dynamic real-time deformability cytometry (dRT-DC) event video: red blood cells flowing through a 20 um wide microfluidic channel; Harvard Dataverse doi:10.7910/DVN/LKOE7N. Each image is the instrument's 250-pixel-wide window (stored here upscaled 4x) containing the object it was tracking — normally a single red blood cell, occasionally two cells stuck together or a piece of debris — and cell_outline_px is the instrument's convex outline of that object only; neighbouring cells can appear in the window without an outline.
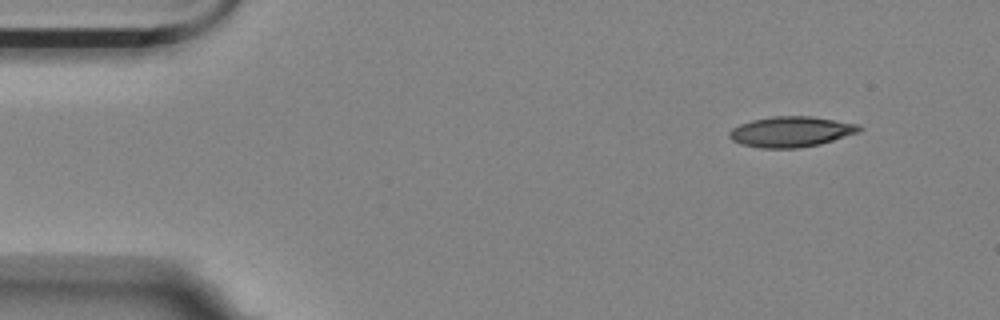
{"species": "Egyptian fruit bat (a non-hibernating species)", "species_latin": "Rousettus aegyptiacus", "temperature_condition": "room temperature", "stored_images_in_passage": 4, "camera_frame_rate_fps": 3000, "um_per_image_px": 0.085, "animal": {"sex": "female"}, "frame": {"image": 1, "passage_image": 1, "time_ms": 0.0, "image_size_px": [1000, 320], "cell_outline_px": [[864, 128], [860, 132], [820, 144], [796, 148], [760, 148], [740, 144], [732, 140], [728, 136], [728, 132], [732, 128], [740, 124], [752, 120], [772, 116], [808, 116], [860, 124]], "centroid_in_image_um": [67.24, 11.2], "position_along_channel_um": 17.8, "area_um2": 23.18}}
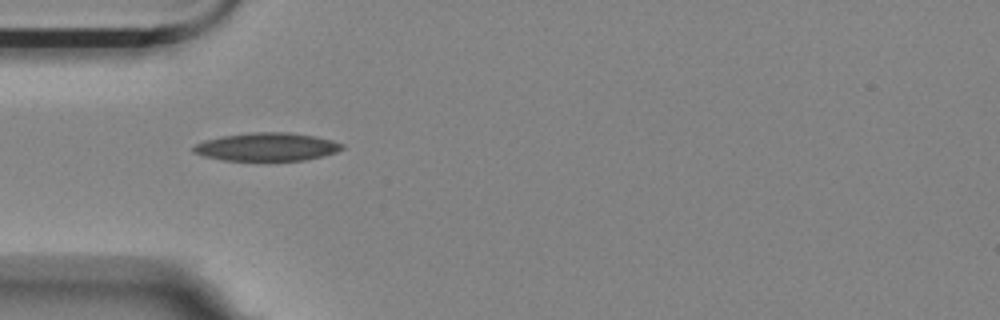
{"frame": {"image": 2, "passage_image": 4, "time_ms": 3.667, "image_size_px": [1000, 320], "cell_outline_px": [[344, 148], [336, 152], [304, 160], [268, 164], [224, 160], [204, 156], [192, 152], [192, 148], [196, 144], [204, 140], [224, 136], [252, 132], [288, 132], [316, 136], [332, 140], [344, 144]], "centroid_in_image_um": [22.68, 12.53], "position_along_channel_um": 62.3, "area_um2": 25.37}}